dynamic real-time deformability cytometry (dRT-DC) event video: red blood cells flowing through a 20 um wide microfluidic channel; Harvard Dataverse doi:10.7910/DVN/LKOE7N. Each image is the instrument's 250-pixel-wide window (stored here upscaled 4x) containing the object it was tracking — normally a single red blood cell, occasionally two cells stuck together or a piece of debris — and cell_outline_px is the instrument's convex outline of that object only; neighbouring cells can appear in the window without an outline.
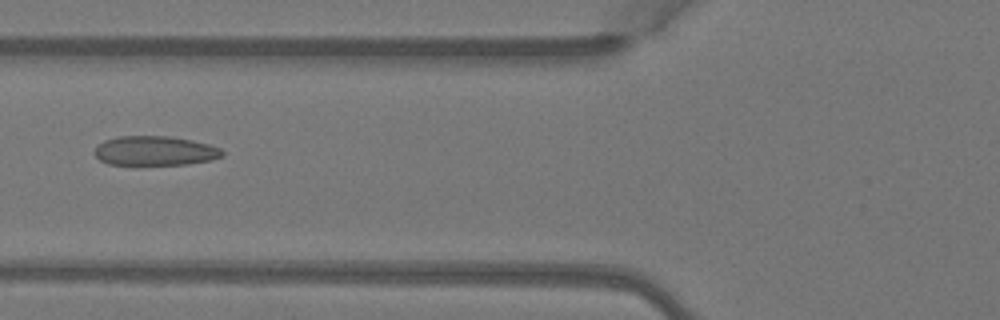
{"species": "Egyptian fruit bat (a non-hibernating species)", "species_latin": "Rousettus aegyptiacus", "temperature_condition": "warm", "stored_images_in_passage": 2, "camera_frame_rate_fps": 3000, "um_per_image_px": 0.085, "animal": {"sex": "female"}, "frame": {"image": 1, "passage_image": 2, "time_ms": 0.333, "image_size_px": [1000, 320], "cell_outline_px": [[224, 156], [212, 160], [188, 164], [136, 168], [108, 164], [100, 160], [92, 152], [96, 144], [104, 140], [116, 136], [172, 136], [192, 140], [208, 144], [220, 148], [224, 152]], "centroid_in_image_um": [13.1, 12.87], "position_along_channel_um": 112.7, "area_um2": 23.29}}